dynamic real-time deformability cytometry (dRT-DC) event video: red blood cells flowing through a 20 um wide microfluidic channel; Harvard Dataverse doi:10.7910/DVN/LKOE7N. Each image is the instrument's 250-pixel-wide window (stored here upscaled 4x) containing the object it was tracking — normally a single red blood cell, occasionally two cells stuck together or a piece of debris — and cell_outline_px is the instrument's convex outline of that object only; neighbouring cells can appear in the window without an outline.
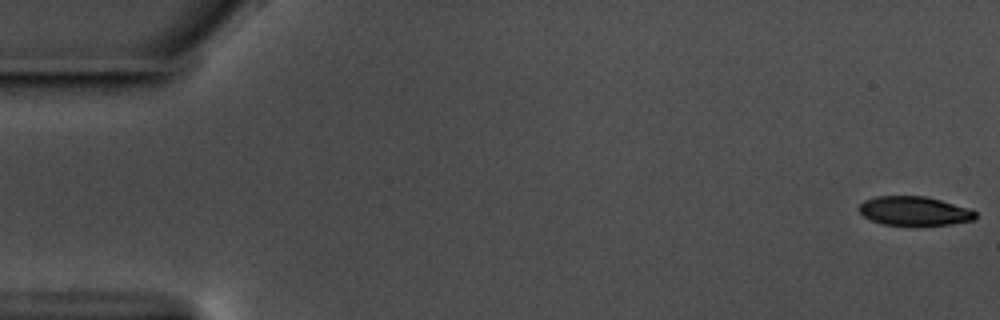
{"species": "common noctule bat (a hibernating species)", "species_latin": "Nyctalus noctula", "temperature_condition": "warm", "stored_images_in_passage": 58, "camera_frame_rate_fps": 3000, "um_per_image_px": 0.085, "animal": {"sex": "male", "body_mass_g": 17.5, "forearm_length_mm": 52.3}, "frame": {"image": 1, "passage_image": 1, "time_ms": 0.0, "image_size_px": [1000, 320], "cell_outline_px": [[976, 220], [948, 224], [880, 224], [864, 216], [860, 212], [860, 204], [864, 200], [876, 196], [924, 196], [940, 200], [968, 208], [976, 212]], "centroid_in_image_um": [77.71, 17.92], "position_along_channel_um": 7.3, "area_um2": 19.31}}
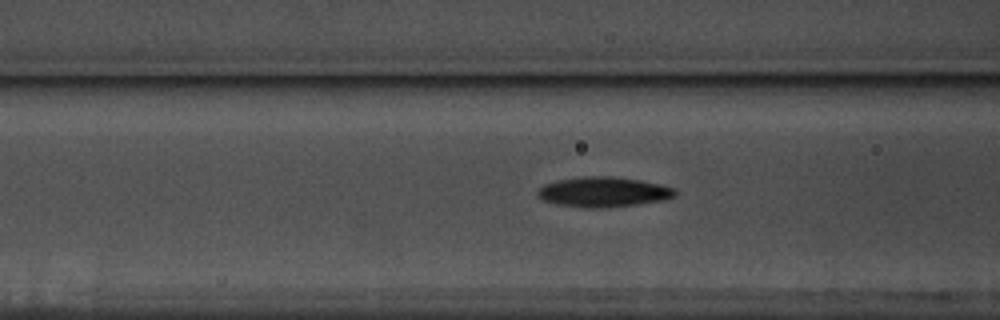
{"frame": {"image": 2, "passage_image": 23, "time_ms": 7.333, "image_size_px": [1000, 320], "cell_outline_px": [[676, 196], [664, 200], [636, 204], [604, 208], [588, 208], [560, 204], [544, 200], [536, 192], [544, 184], [556, 180], [584, 176], [612, 176], [640, 180], [660, 184], [676, 188]], "centroid_in_image_um": [51.33, 16.3], "position_along_channel_um": 115.3, "area_um2": 23.99}}
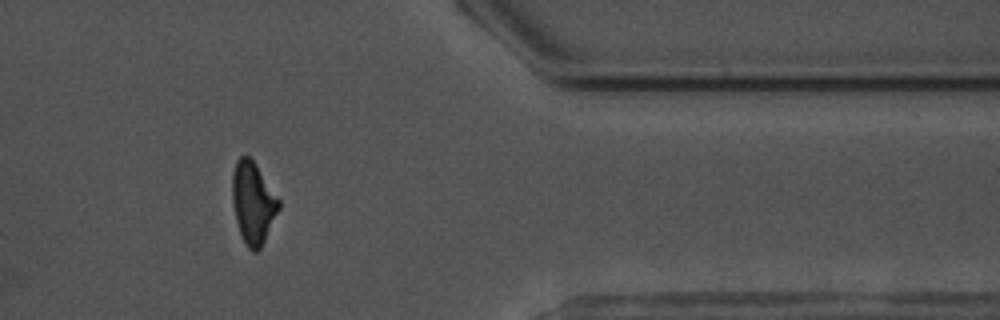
{"frame": {"image": 3, "passage_image": 48, "time_ms": 15.667, "image_size_px": [1000, 320], "cell_outline_px": [[280, 208], [260, 248], [256, 252], [252, 252], [244, 244], [236, 220], [232, 200], [232, 172], [236, 160], [240, 156], [248, 156], [256, 164], [280, 200]], "centroid_in_image_um": [21.5, 17.23], "position_along_channel_um": 389.9, "area_um2": 22.08}, "authors_computed_cell_mechanics": {"area_um2": 22.1663, "velocity_mm_per_s": 3.549, "shape_relaxation_time_tau1_ms": 3.1146, "shape_relaxation_time_tau2_ms": 4.2153, "deformation_change_tau1": 0.1653, "deformation_change_tau2": 0.1263}}